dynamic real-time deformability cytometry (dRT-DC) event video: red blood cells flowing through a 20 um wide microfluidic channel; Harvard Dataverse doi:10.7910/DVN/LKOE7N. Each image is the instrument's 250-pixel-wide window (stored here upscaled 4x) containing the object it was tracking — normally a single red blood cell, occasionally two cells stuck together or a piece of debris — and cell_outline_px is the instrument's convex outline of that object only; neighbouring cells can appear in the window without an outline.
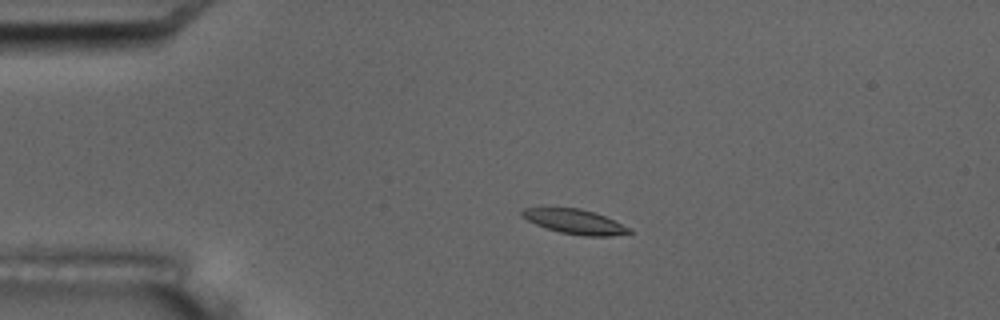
{"species": "common noctule bat (a hibernating species)", "species_latin": "Nyctalus noctula", "temperature_condition": "room temperature", "stored_images_in_passage": 7, "camera_frame_rate_fps": 3000, "um_per_image_px": 0.085, "animal": {"sex": "male", "body_mass_g": 17.5, "forearm_length_mm": 52.3}, "frame": {"image": 1, "passage_image": 4, "time_ms": 3.667, "image_size_px": [1000, 320], "cell_outline_px": [[632, 232], [608, 236], [584, 236], [560, 232], [544, 228], [520, 216], [520, 212], [524, 208], [580, 208], [596, 212], [632, 228]], "centroid_in_image_um": [48.87, 18.83], "position_along_channel_um": 36.1, "area_um2": 15.43}}
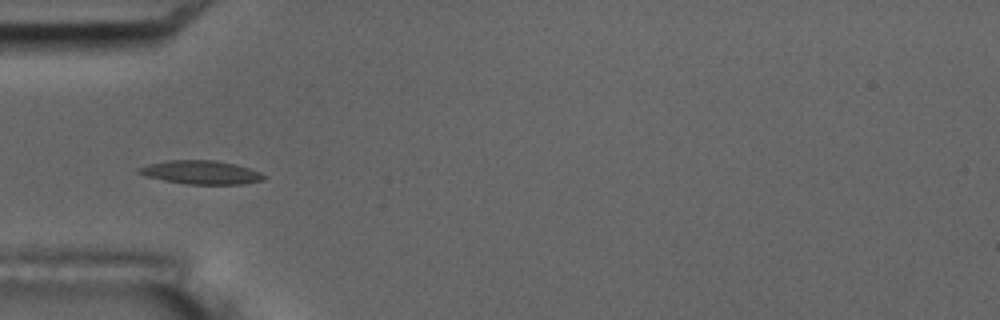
{"frame": {"image": 2, "passage_image": 6, "time_ms": 5.667, "image_size_px": [1000, 320], "cell_outline_px": [[268, 176], [264, 180], [244, 184], [184, 184], [164, 180], [148, 176], [136, 172], [136, 168], [148, 164], [164, 160], [216, 160], [236, 164], [260, 172]], "centroid_in_image_um": [17.1, 14.64], "position_along_channel_um": 67.9, "area_um2": 17.34}}